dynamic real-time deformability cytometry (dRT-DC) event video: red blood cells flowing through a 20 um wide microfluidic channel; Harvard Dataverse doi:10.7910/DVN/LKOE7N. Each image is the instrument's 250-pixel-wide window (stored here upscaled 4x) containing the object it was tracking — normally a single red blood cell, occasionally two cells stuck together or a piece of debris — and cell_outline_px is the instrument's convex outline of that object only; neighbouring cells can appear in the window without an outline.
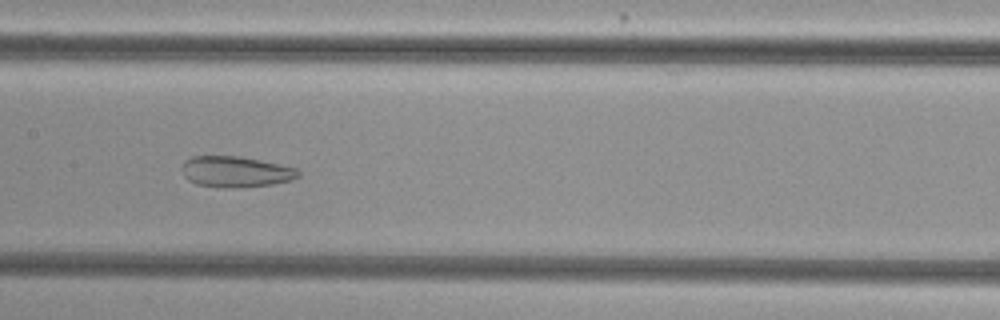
{"species": "common noctule bat (a hibernating species)", "species_latin": "Nyctalus noctula", "temperature_condition": "cold", "stored_images_in_passage": 57, "camera_frame_rate_fps": 3000, "um_per_image_px": 0.085, "animal": {"sex": "female", "body_mass_g": 29.2, "forearm_length_mm": 56.3}, "frame": {"image": 1, "passage_image": 29, "time_ms": 9.333, "image_size_px": [1000, 320], "cell_outline_px": [[300, 176], [292, 180], [272, 184], [220, 188], [196, 184], [188, 180], [184, 176], [180, 168], [184, 160], [192, 156], [240, 156], [280, 164], [296, 168], [300, 172]], "centroid_in_image_um": [20.0, 14.58], "position_along_channel_um": 187.4, "area_um2": 21.04}}
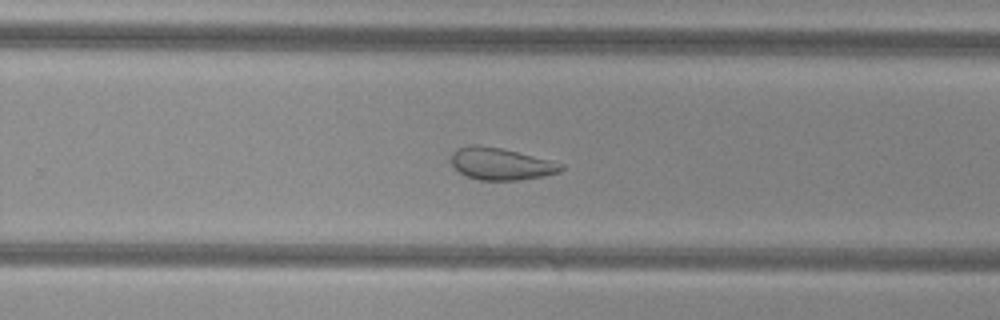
{"frame": {"image": 2, "passage_image": 37, "time_ms": 12.0, "image_size_px": [1000, 320], "cell_outline_px": [[564, 168], [560, 172], [544, 176], [520, 180], [480, 180], [468, 176], [460, 172], [452, 164], [452, 152], [456, 148], [468, 144], [476, 144], [500, 148], [564, 164]], "centroid_in_image_um": [42.56, 13.92], "position_along_channel_um": 287.2, "area_um2": 20.35}}
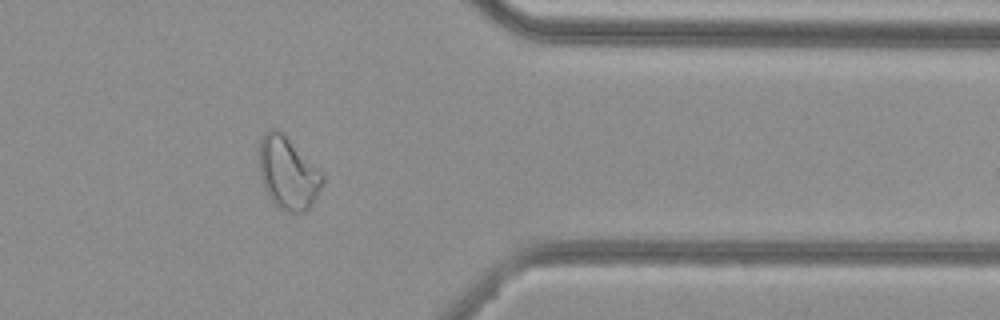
{"frame": {"image": 3, "passage_image": 46, "time_ms": 15.0, "image_size_px": [1000, 320], "cell_outline_px": [[324, 180], [312, 204], [304, 212], [288, 212], [280, 208], [264, 192], [260, 176], [260, 140], [264, 132], [268, 128], [276, 128], [284, 132], [324, 176]], "centroid_in_image_um": [24.44, 14.68], "position_along_channel_um": 387.0, "area_um2": 26.65}, "authors_computed_cell_mechanics": {"area_um2": 28.322, "velocity_mm_per_s": 3.7548, "shape_relaxation_time_tau1_ms": null, "shape_relaxation_time_tau2_ms": 2.3621, "deformation_change_tau1": null, "deformation_change_tau2": 0.0978}}